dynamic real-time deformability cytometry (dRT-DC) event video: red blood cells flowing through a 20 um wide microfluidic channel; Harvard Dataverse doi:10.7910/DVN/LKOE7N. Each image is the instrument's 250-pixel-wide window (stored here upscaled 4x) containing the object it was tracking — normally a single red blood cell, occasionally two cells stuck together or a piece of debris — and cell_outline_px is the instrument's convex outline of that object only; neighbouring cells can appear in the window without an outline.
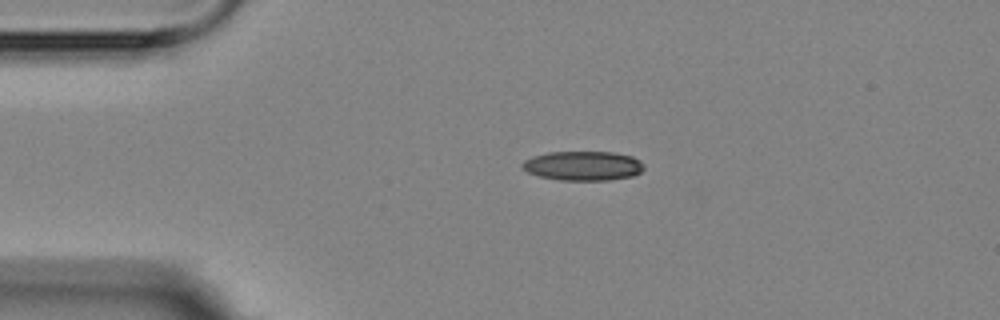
{"species": "Egyptian fruit bat (a non-hibernating species)", "species_latin": "Rousettus aegyptiacus", "temperature_condition": "room temperature", "stored_images_in_passage": 3, "segment_of_instrument_passage": [1, 2], "camera_frame_rate_fps": 3000, "um_per_image_px": 0.085, "animal": {"sex": "female"}, "frame": {"image": 1, "passage_image": 1, "time_ms": 0.0, "image_size_px": [1000, 320], "cell_outline_px": [[644, 168], [640, 172], [632, 176], [608, 180], [560, 180], [540, 176], [528, 172], [520, 164], [524, 160], [532, 156], [548, 152], [612, 152], [632, 156], [640, 160], [644, 164]], "centroid_in_image_um": [49.56, 14.08], "position_along_channel_um": 35.4, "area_um2": 20.81}}